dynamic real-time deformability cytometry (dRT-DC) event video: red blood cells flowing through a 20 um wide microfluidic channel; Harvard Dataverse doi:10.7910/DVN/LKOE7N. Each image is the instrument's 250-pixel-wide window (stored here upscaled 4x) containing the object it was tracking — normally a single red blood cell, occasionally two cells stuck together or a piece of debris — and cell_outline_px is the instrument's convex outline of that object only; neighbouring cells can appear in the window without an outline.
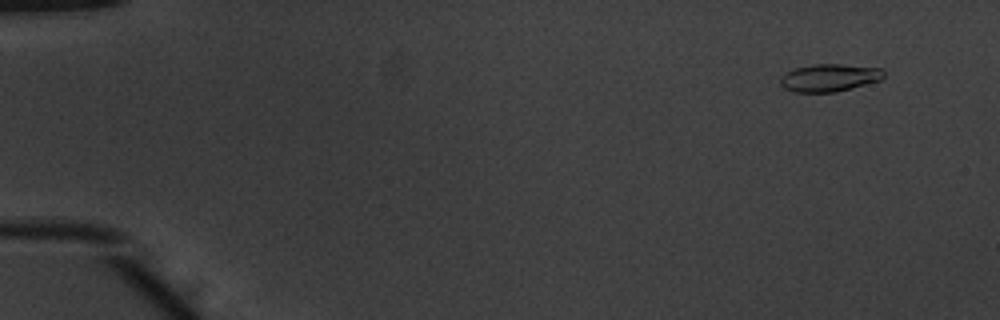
{"species": "common noctule bat (a hibernating species)", "species_latin": "Nyctalus noctula", "temperature_condition": "warm", "stored_images_in_passage": 53, "camera_frame_rate_fps": 3000, "um_per_image_px": 0.085, "animal": {"sex": "male", "body_mass_g": 20.1, "forearm_length_mm": 53.5}, "frame": {"image": 1, "passage_image": 5, "time_ms": 1.333, "image_size_px": [1000, 320], "cell_outline_px": [[884, 76], [880, 80], [836, 92], [792, 92], [784, 88], [780, 84], [780, 76], [796, 68], [812, 64], [840, 64], [884, 68]], "centroid_in_image_um": [70.49, 6.6], "position_along_channel_um": 14.5, "area_um2": 16.65}}
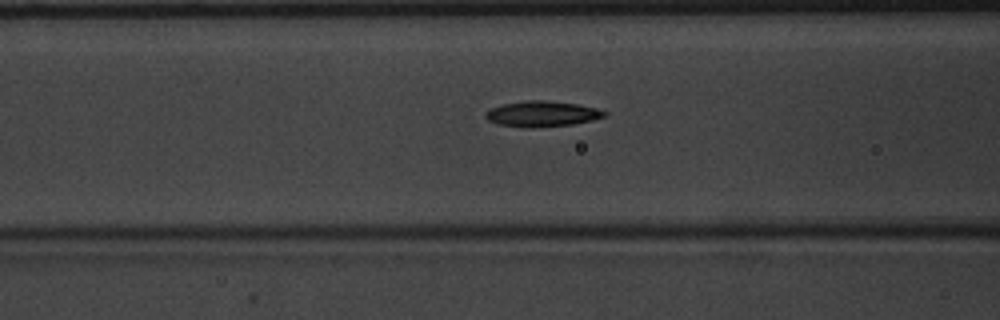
{"frame": {"image": 2, "passage_image": 23, "time_ms": 7.333, "image_size_px": [1000, 320], "cell_outline_px": [[608, 112], [604, 116], [592, 120], [572, 124], [496, 124], [488, 120], [484, 116], [484, 112], [492, 108], [504, 104], [528, 100], [544, 100], [576, 104], [596, 108]], "centroid_in_image_um": [46.09, 9.62], "position_along_channel_um": 120.5, "area_um2": 16.47}}
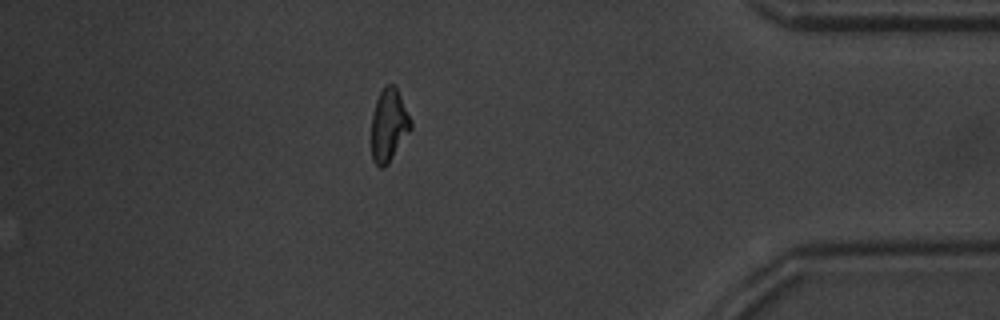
{"frame": {"image": 3, "passage_image": 47, "time_ms": 15.333, "image_size_px": [1000, 320], "cell_outline_px": [[412, 128], [388, 164], [384, 168], [380, 168], [372, 160], [372, 116], [376, 100], [384, 84], [392, 84], [396, 88], [412, 120]], "centroid_in_image_um": [33.05, 10.65], "position_along_channel_um": 402.1, "area_um2": 16.65}, "authors_computed_cell_mechanics": {"area_um2": 16.7042, "velocity_mm_per_s": 3.9356, "shape_relaxation_time_tau1_ms": 3.2607, "shape_relaxation_time_tau2_ms": 8.6656, "deformation_change_tau1": 0.144, "deformation_change_tau2": 0.1718}}